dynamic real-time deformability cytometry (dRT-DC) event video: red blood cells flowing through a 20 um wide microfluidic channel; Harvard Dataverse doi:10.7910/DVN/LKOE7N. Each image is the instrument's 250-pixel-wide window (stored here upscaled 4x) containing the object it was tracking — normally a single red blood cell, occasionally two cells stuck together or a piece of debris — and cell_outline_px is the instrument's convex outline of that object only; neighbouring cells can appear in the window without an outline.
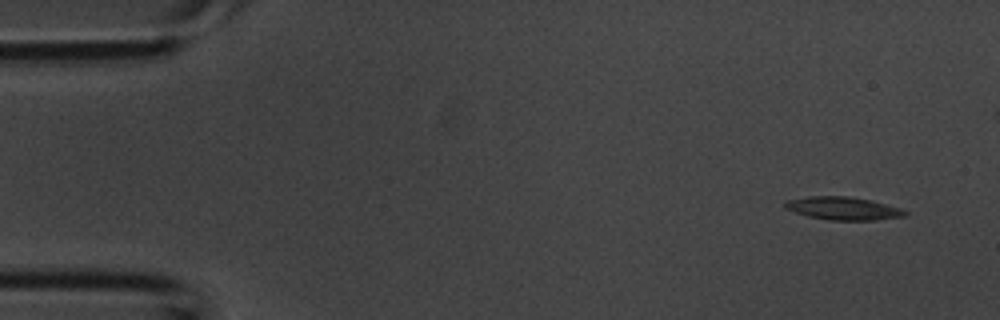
{"species": "common noctule bat (a hibernating species)", "species_latin": "Nyctalus noctula", "temperature_condition": "room temperature", "stored_images_in_passage": 4, "camera_frame_rate_fps": 3000, "um_per_image_px": 0.085, "animal": {"sex": "male", "body_mass_g": 20.1, "forearm_length_mm": 53.5}, "frame": {"image": 1, "passage_image": 1, "time_ms": 0.0, "image_size_px": [1000, 320], "cell_outline_px": [[908, 212], [904, 216], [876, 220], [828, 220], [808, 216], [784, 208], [784, 200], [808, 196], [848, 196], [872, 200], [900, 208]], "centroid_in_image_um": [71.64, 17.7], "position_along_channel_um": 13.4, "area_um2": 16.13}}